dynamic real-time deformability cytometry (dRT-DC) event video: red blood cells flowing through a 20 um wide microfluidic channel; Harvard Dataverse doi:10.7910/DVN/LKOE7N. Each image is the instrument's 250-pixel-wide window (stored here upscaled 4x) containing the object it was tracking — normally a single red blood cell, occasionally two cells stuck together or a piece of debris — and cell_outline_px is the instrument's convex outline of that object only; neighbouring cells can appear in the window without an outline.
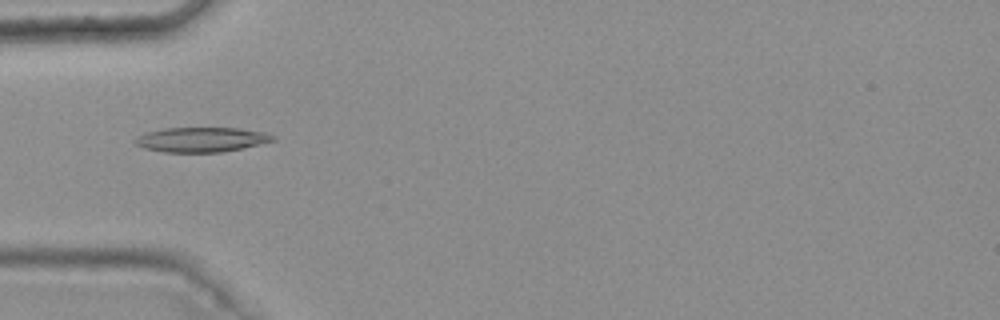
{"species": "common noctule bat (a hibernating species)", "species_latin": "Nyctalus noctula", "temperature_condition": "warm", "stored_images_in_passage": 43, "camera_frame_rate_fps": 3000, "um_per_image_px": 0.085, "animal": {"sex": "female", "body_mass_g": 25.1}, "frame": {"image": 1, "passage_image": 12, "time_ms": 3.667, "image_size_px": [1000, 320], "cell_outline_px": [[276, 140], [240, 148], [220, 152], [164, 152], [144, 148], [136, 144], [132, 140], [136, 136], [144, 132], [164, 128], [236, 128], [264, 132], [276, 136]], "centroid_in_image_um": [17.06, 11.86], "position_along_channel_um": 67.9, "area_um2": 19.83}}
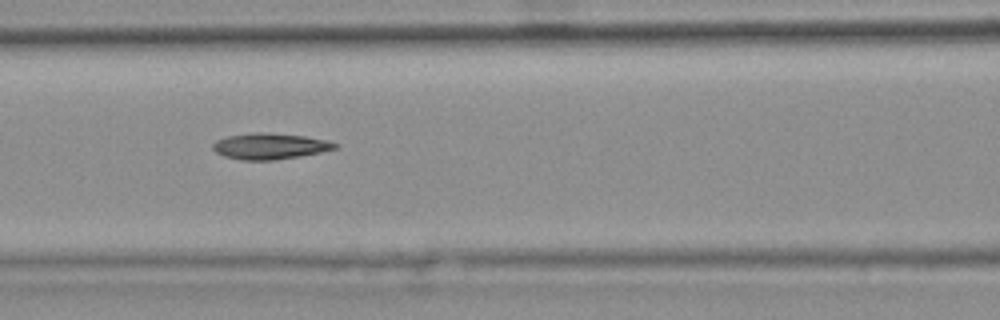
{"frame": {"image": 2, "passage_image": 18, "time_ms": 5.667, "image_size_px": [1000, 320], "cell_outline_px": [[340, 144], [336, 148], [320, 152], [300, 156], [276, 160], [240, 160], [224, 156], [216, 152], [212, 148], [212, 144], [216, 140], [228, 136], [256, 132], [264, 132], [304, 136], [328, 140]], "centroid_in_image_um": [22.94, 12.43], "position_along_channel_um": 143.7, "area_um2": 18.55}}
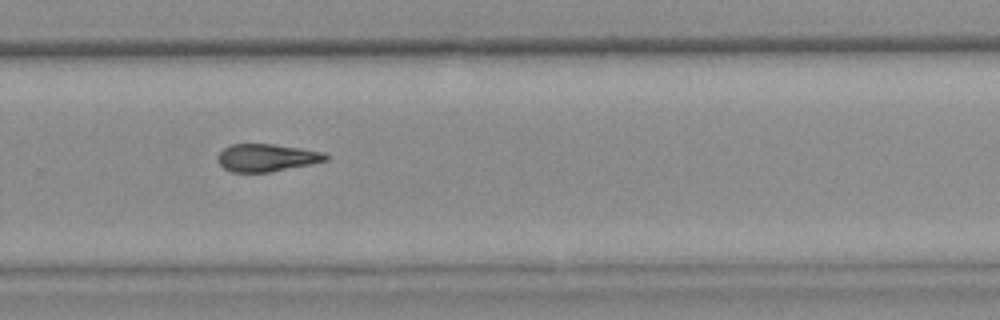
{"frame": {"image": 3, "passage_image": 31, "time_ms": 10.0, "image_size_px": [1000, 320], "cell_outline_px": [[328, 160], [312, 164], [268, 172], [232, 172], [224, 168], [220, 164], [220, 152], [224, 148], [232, 144], [272, 144], [300, 148], [324, 152], [328, 156]], "centroid_in_image_um": [22.71, 13.4], "position_along_channel_um": 307.1, "area_um2": 17.11}, "authors_computed_cell_mechanics": {"area_um2": 18.0336, "velocity_mm_per_s": 3.7861, "shape_relaxation_time_tau1_ms": 7.1001, "shape_relaxation_time_tau2_ms": 7.9883, "deformation_change_tau1": 0.1691, "deformation_change_tau2": 0.1746}}